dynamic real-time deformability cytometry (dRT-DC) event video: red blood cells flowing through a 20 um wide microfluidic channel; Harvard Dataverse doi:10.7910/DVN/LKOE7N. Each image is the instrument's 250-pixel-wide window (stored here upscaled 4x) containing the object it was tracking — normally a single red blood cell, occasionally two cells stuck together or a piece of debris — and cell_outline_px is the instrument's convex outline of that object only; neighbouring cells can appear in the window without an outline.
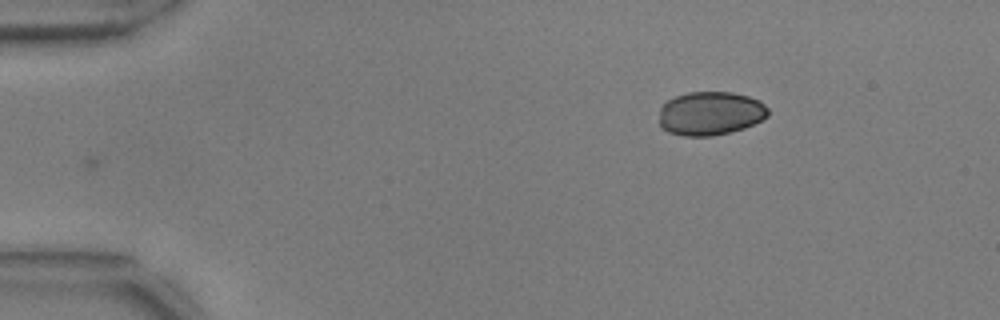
{"species": "common noctule bat (a hibernating species)", "species_latin": "Nyctalus noctula", "temperature_condition": "warm", "stored_images_in_passage": 40, "camera_frame_rate_fps": 3000, "um_per_image_px": 0.085, "animal": {"sex": "male", "body_mass_g": 17.9, "forearm_length_mm": 54.2}, "frame": {"image": 1, "passage_image": 1, "time_ms": 0.0, "image_size_px": [1000, 320], "cell_outline_px": [[768, 116], [744, 128], [712, 136], [684, 136], [668, 132], [660, 128], [660, 108], [668, 100], [676, 96], [688, 92], [732, 92], [748, 96], [760, 100], [768, 108]], "centroid_in_image_um": [60.37, 9.63], "position_along_channel_um": 24.6, "area_um2": 27.74}}
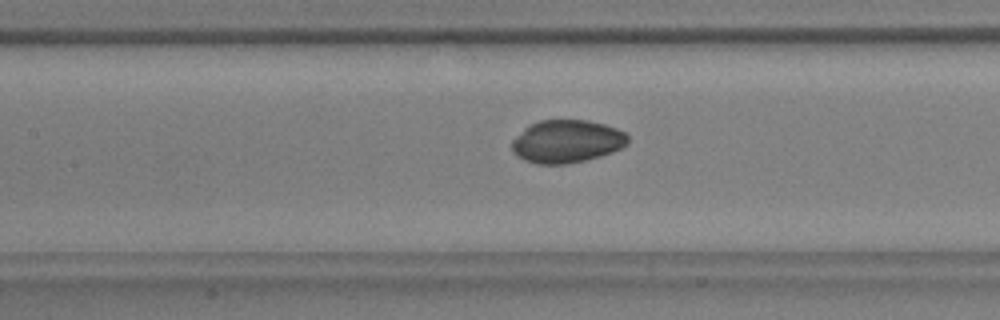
{"frame": {"image": 2, "passage_image": 18, "time_ms": 5.667, "image_size_px": [1000, 320], "cell_outline_px": [[628, 144], [612, 152], [600, 156], [568, 164], [536, 164], [524, 160], [516, 156], [512, 152], [512, 140], [528, 124], [540, 120], [588, 120], [604, 124], [616, 128], [624, 132], [628, 136]], "centroid_in_image_um": [48.15, 12.02], "position_along_channel_um": 159.3, "area_um2": 29.13}}
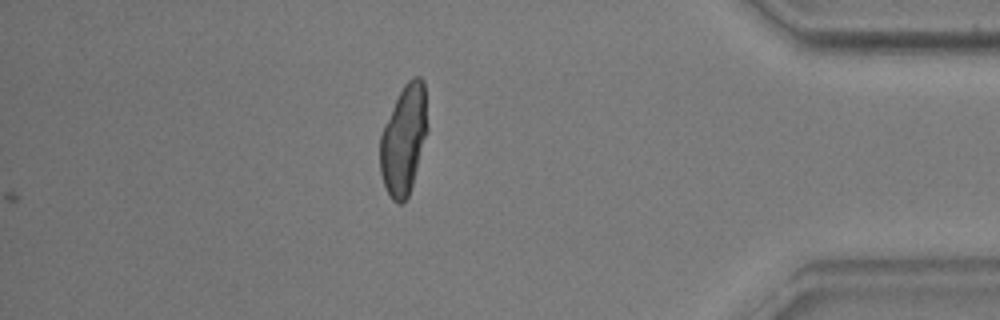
{"frame": {"image": 3, "passage_image": 40, "time_ms": 13.0, "image_size_px": [1000, 320], "cell_outline_px": [[428, 132], [412, 184], [408, 196], [400, 204], [396, 204], [392, 200], [384, 184], [380, 172], [380, 136], [384, 124], [404, 84], [412, 76], [420, 76], [424, 80], [428, 128]], "centroid_in_image_um": [34.33, 11.85], "position_along_channel_um": 400.9, "area_um2": 30.23}, "authors_computed_cell_mechanics": {"area_um2": 29.3046, "velocity_mm_per_s": 3.758, "shape_relaxation_time_tau1_ms": 2.3519, "shape_relaxation_time_tau2_ms": null, "deformation_change_tau1": 0.0744, "deformation_change_tau2": null}}